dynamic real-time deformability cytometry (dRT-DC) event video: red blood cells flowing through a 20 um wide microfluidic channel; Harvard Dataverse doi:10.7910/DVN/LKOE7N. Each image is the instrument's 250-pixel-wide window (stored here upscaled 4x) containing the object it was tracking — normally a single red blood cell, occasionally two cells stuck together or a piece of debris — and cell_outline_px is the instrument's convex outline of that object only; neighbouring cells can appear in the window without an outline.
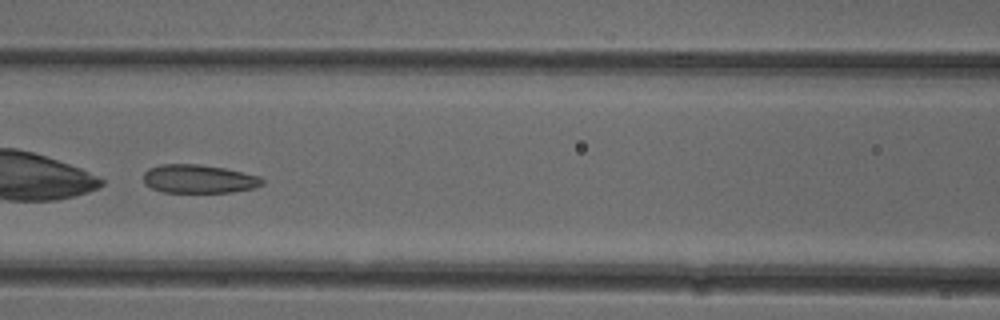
{"species": "common noctule bat (a hibernating species)", "species_latin": "Nyctalus noctula", "temperature_condition": "cold", "stored_images_in_passage": 51, "camera_frame_rate_fps": 3000, "um_per_image_px": 0.085, "animal": {"sex": "female"}, "frame": {"image": 1, "passage_image": 23, "time_ms": 7.333, "image_size_px": [1000, 320], "cell_outline_px": [[264, 184], [252, 188], [232, 192], [164, 192], [152, 188], [144, 184], [144, 172], [148, 168], [160, 164], [200, 164], [224, 168], [260, 176], [264, 180]], "centroid_in_image_um": [16.88, 15.2], "position_along_channel_um": 149.7, "area_um2": 19.77}}
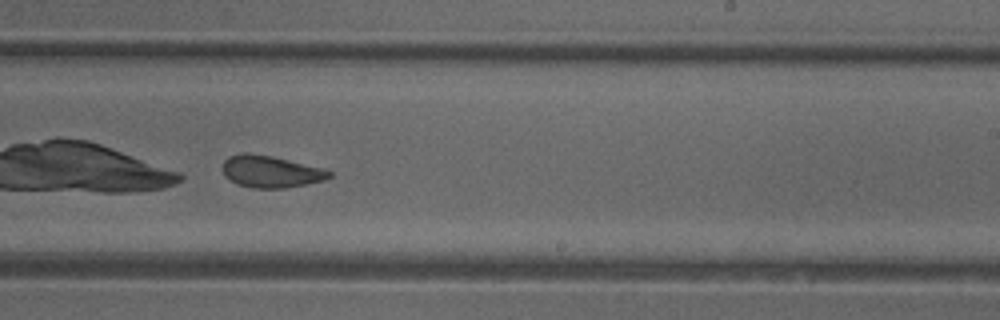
{"frame": {"image": 2, "passage_image": 32, "time_ms": 10.333, "image_size_px": [1000, 320], "cell_outline_px": [[332, 176], [324, 180], [284, 188], [256, 188], [236, 184], [224, 176], [220, 168], [224, 160], [228, 156], [244, 152], [248, 152], [272, 156], [324, 168], [332, 172]], "centroid_in_image_um": [22.96, 14.57], "position_along_channel_um": 266.0, "area_um2": 20.06}}
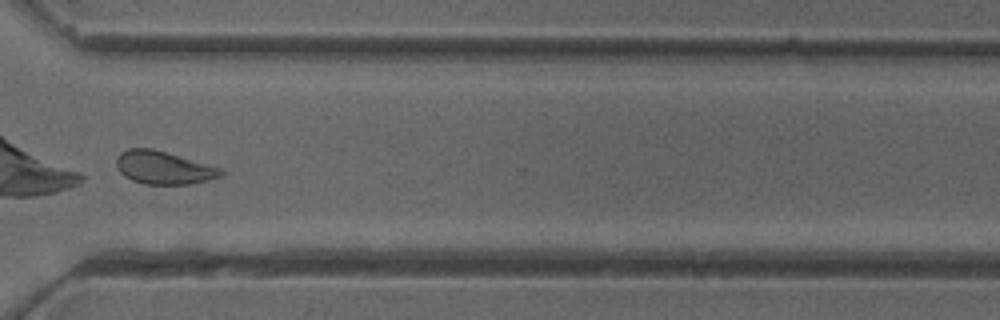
{"frame": {"image": 3, "passage_image": 39, "time_ms": 12.667, "image_size_px": [1000, 320], "cell_outline_px": [[224, 176], [208, 180], [188, 184], [144, 184], [132, 180], [124, 176], [120, 172], [116, 164], [116, 160], [120, 152], [128, 148], [152, 148], [224, 168]], "centroid_in_image_um": [13.94, 14.25], "position_along_channel_um": 356.7, "area_um2": 20.29}}